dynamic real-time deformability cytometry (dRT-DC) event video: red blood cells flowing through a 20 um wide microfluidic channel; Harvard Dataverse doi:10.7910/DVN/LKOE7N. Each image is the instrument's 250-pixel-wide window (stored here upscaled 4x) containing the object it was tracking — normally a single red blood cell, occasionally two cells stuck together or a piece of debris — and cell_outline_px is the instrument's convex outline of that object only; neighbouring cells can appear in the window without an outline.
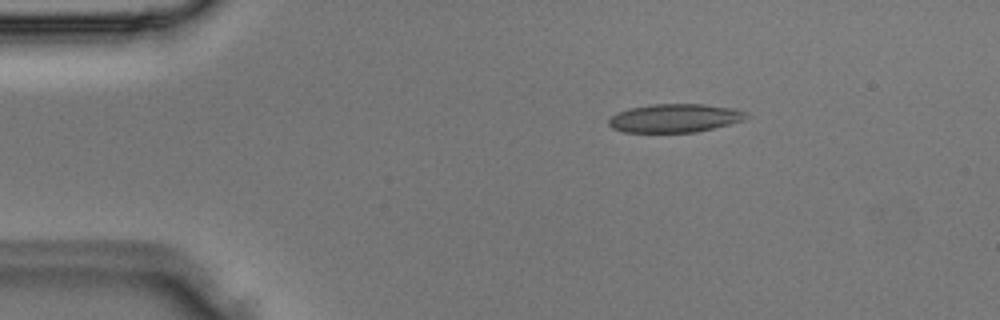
{"species": "Egyptian fruit bat (a non-hibernating species)", "species_latin": "Rousettus aegyptiacus", "temperature_condition": "room temperature", "stored_images_in_passage": 3, "camera_frame_rate_fps": 3000, "um_per_image_px": 0.085, "animal": {"sex": "male"}, "frame": {"image": 1, "passage_image": 2, "time_ms": 0.333, "image_size_px": [1000, 320], "cell_outline_px": [[752, 116], [744, 120], [696, 132], [624, 132], [612, 128], [608, 124], [608, 120], [616, 112], [628, 108], [648, 104], [704, 104], [732, 108], [744, 112]], "centroid_in_image_um": [57.32, 10.03], "position_along_channel_um": 27.7, "area_um2": 22.89}}